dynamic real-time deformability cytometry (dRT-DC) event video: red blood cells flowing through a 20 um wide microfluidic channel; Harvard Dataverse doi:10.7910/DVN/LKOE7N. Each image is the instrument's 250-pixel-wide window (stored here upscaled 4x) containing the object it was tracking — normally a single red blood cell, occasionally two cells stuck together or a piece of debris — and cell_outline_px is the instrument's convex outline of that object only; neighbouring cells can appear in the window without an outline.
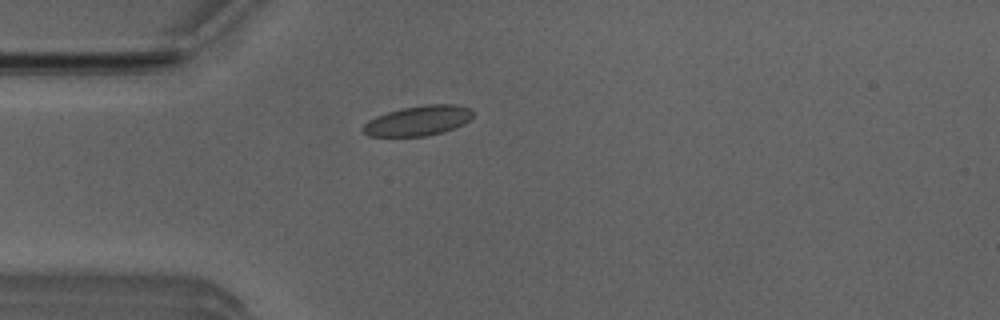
{"species": "Egyptian fruit bat (a non-hibernating species)", "species_latin": "Rousettus aegyptiacus", "temperature_condition": "room temperature", "stored_images_in_passage": 6, "camera_frame_rate_fps": 3000, "um_per_image_px": 0.085, "animal": {"sex": "male"}, "frame": {"image": 1, "passage_image": 5, "time_ms": 1.333, "image_size_px": [1000, 320], "cell_outline_px": [[472, 116], [464, 124], [444, 132], [428, 136], [368, 136], [360, 132], [360, 128], [368, 120], [376, 116], [400, 108], [424, 104], [456, 104], [472, 108]], "centroid_in_image_um": [35.51, 10.26], "position_along_channel_um": 49.5, "area_um2": 19.54}}